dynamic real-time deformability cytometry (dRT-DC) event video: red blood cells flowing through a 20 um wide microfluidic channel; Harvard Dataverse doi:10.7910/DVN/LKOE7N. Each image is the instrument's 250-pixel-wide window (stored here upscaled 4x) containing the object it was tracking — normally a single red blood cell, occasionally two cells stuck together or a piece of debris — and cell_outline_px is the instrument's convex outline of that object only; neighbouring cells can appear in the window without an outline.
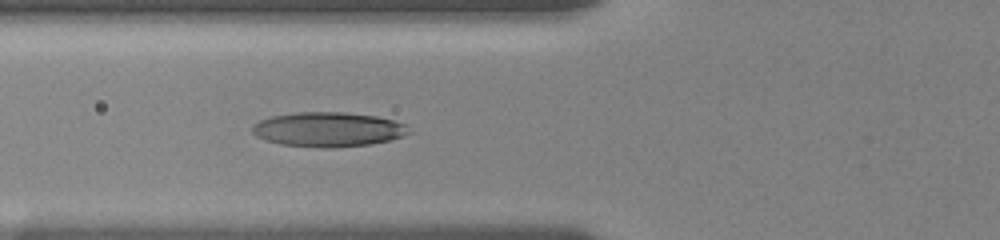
{"species": "human", "species_latin": "Homo sapiens", "temperature_condition": "room temperature", "stored_images_in_passage": 18, "camera_frame_rate_fps": 3000, "um_per_image_px": 0.085, "donor": {"sex": "female"}, "frame": {"image": 1, "passage_image": 13, "time_ms": 6.0, "image_size_px": [1000, 240], "cell_outline_px": [[412, 132], [404, 136], [372, 144], [332, 148], [324, 148], [280, 144], [264, 140], [256, 136], [252, 132], [252, 124], [260, 120], [272, 116], [300, 112], [344, 112], [376, 116], [408, 124]], "centroid_in_image_um": [27.91, 11.0], "position_along_channel_um": 97.9, "area_um2": 31.79}}
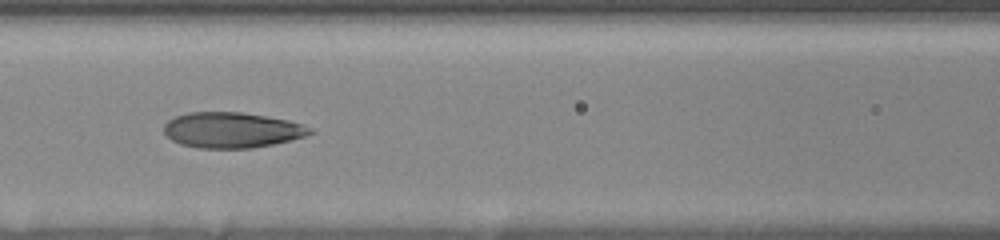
{"frame": {"image": 2, "passage_image": 16, "time_ms": 7.333, "image_size_px": [1000, 240], "cell_outline_px": [[316, 132], [304, 136], [272, 144], [252, 148], [196, 148], [180, 144], [172, 140], [164, 132], [164, 124], [168, 120], [176, 116], [192, 112], [240, 112], [288, 120], [304, 124], [312, 128]], "centroid_in_image_um": [19.71, 11.06], "position_along_channel_um": 146.9, "area_um2": 30.17}}